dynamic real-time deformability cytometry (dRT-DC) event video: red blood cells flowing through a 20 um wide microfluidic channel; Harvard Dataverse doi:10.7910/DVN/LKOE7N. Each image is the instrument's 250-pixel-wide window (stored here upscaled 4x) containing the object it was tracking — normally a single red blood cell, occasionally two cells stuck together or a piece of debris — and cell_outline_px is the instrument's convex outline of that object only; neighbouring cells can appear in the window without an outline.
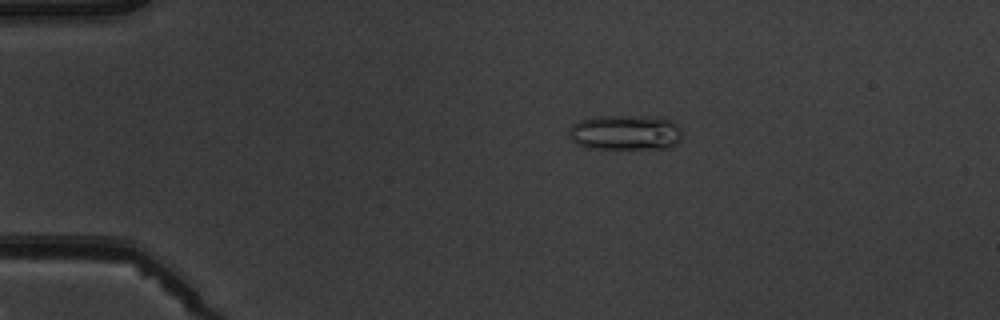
{"species": "common noctule bat (a hibernating species)", "species_latin": "Nyctalus noctula", "temperature_condition": "warm", "stored_images_in_passage": 5, "camera_frame_rate_fps": 3000, "um_per_image_px": 0.085, "animal": {"sex": "male", "body_mass_g": 19.5, "forearm_length_mm": 54.6}, "frame": {"image": 1, "passage_image": 3, "time_ms": 2.333, "image_size_px": [1000, 320], "cell_outline_px": [[680, 140], [664, 148], [588, 148], [576, 144], [572, 140], [568, 132], [572, 124], [580, 120], [596, 116], [636, 116], [672, 120], [680, 128]], "centroid_in_image_um": [53.09, 11.26], "position_along_channel_um": 31.9, "area_um2": 22.83}}